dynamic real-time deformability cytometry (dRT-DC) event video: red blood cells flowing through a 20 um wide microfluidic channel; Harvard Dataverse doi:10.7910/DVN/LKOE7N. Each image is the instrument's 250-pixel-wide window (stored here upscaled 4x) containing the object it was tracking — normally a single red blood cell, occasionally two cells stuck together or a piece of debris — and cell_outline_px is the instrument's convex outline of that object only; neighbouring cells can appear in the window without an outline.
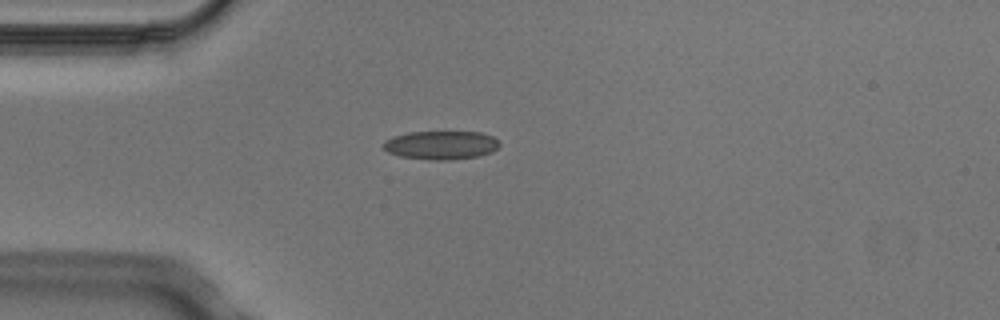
{"species": "Egyptian fruit bat (a non-hibernating species)", "species_latin": "Rousettus aegyptiacus", "temperature_condition": "cold", "stored_images_in_passage": 1, "camera_frame_rate_fps": 3000, "um_per_image_px": 0.085, "animal": {"sex": "male"}, "frame": {"image": 1, "passage_image": 1, "time_ms": 0.0, "image_size_px": [1000, 320], "cell_outline_px": [[500, 144], [492, 152], [480, 156], [452, 160], [428, 160], [400, 156], [388, 152], [384, 148], [384, 140], [392, 136], [408, 132], [480, 132], [492, 136], [500, 140]], "centroid_in_image_um": [37.5, 12.34], "position_along_channel_um": 47.5, "area_um2": 19.54}}